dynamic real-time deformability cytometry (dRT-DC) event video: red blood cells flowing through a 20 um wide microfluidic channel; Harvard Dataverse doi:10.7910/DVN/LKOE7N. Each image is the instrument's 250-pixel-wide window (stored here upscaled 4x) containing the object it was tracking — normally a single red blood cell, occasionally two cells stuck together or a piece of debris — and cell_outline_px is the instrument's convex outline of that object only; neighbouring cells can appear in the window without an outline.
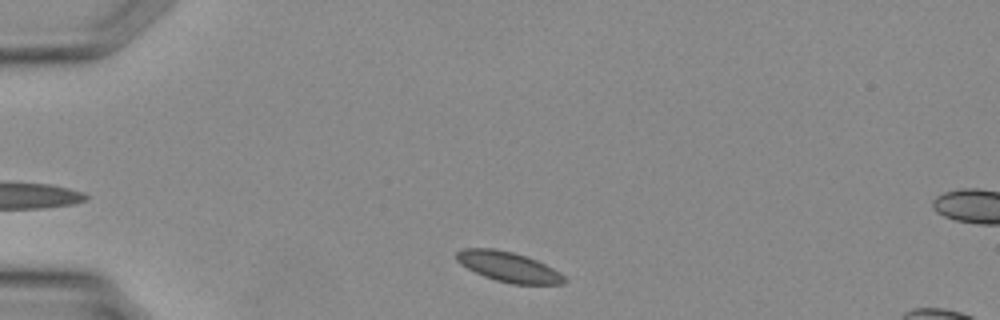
{"species": "Egyptian fruit bat (a non-hibernating species)", "species_latin": "Rousettus aegyptiacus", "temperature_condition": "warm", "stored_images_in_passage": 25, "camera_frame_rate_fps": 3000, "um_per_image_px": 0.085, "animal": {"sex": "female"}, "frame": {"image": 1, "passage_image": 1, "time_ms": 0.0, "image_size_px": [1000, 320], "cell_outline_px": [[568, 280], [564, 284], [512, 284], [496, 280], [484, 276], [460, 264], [456, 260], [456, 252], [464, 248], [492, 248], [512, 252], [536, 260], [560, 272]], "centroid_in_image_um": [43.22, 22.68], "position_along_channel_um": 41.8, "area_um2": 18.73}}
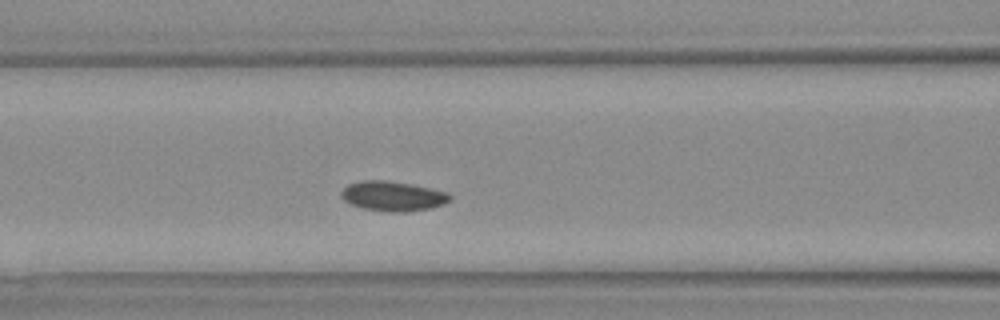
{"frame": {"image": 2, "passage_image": 8, "time_ms": 2.333, "image_size_px": [1000, 320], "cell_outline_px": [[452, 200], [444, 204], [428, 208], [404, 212], [388, 212], [364, 208], [352, 204], [344, 200], [340, 192], [348, 184], [360, 180], [384, 180], [408, 184], [448, 192], [452, 196]], "centroid_in_image_um": [33.39, 16.67], "position_along_channel_um": 133.2, "area_um2": 18.67}}